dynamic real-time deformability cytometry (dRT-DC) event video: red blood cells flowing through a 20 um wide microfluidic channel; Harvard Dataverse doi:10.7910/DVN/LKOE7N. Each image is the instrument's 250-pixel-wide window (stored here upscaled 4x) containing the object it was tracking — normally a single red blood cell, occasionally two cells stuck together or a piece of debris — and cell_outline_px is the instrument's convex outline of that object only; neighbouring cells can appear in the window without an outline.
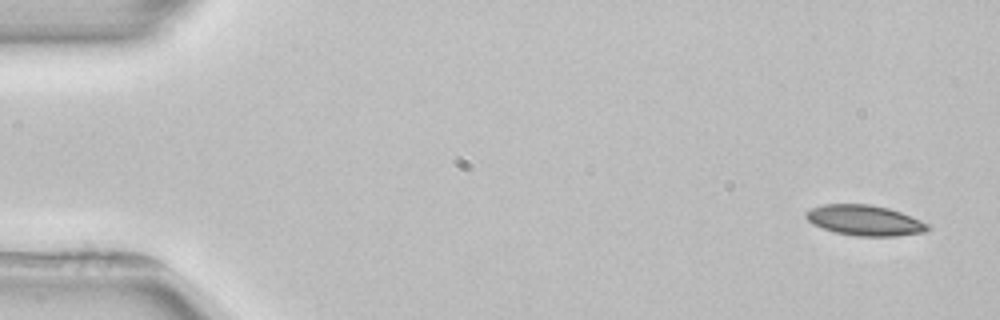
{"species": "common noctule bat (a hibernating species)", "species_latin": "Nyctalus noctula", "temperature_condition": "room temperature", "stored_images_in_passage": 6, "camera_frame_rate_fps": 3000, "um_per_image_px": 0.085, "animal": {"sex": "female", "body_mass_g": 22.7, "forearm_length_mm": 54.2}, "frame": {"image": 1, "passage_image": 1, "time_ms": 0.0, "image_size_px": [1000, 320], "cell_outline_px": [[932, 228], [924, 232], [896, 236], [856, 236], [836, 232], [812, 224], [804, 216], [804, 212], [812, 208], [824, 204], [872, 204], [888, 208], [912, 216], [928, 224]], "centroid_in_image_um": [73.5, 18.72], "position_along_channel_um": 11.5, "area_um2": 21.62}}